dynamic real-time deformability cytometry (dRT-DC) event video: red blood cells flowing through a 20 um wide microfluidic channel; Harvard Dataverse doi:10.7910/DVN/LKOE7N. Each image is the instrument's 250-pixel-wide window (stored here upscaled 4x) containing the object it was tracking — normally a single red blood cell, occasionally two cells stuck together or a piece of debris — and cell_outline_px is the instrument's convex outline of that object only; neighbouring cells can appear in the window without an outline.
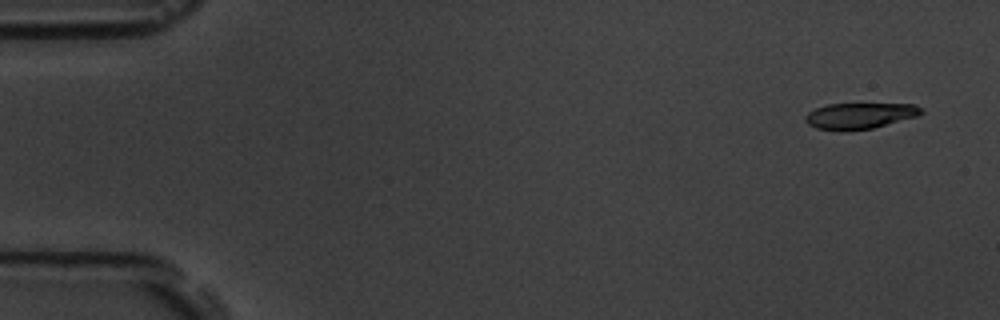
{"species": "common noctule bat (a hibernating species)", "species_latin": "Nyctalus noctula", "temperature_condition": "room temperature", "stored_images_in_passage": 3, "camera_frame_rate_fps": 3000, "um_per_image_px": 0.085, "animal": {"sex": "male", "body_mass_g": 19.5, "forearm_length_mm": 54.6}, "frame": {"image": 1, "passage_image": 1, "time_ms": 0.0, "image_size_px": [1000, 320], "cell_outline_px": [[924, 112], [916, 116], [872, 128], [840, 132], [816, 128], [808, 124], [804, 120], [804, 116], [808, 112], [816, 108], [828, 104], [916, 104]], "centroid_in_image_um": [73.01, 9.85], "position_along_channel_um": 12.0, "area_um2": 17.57}}